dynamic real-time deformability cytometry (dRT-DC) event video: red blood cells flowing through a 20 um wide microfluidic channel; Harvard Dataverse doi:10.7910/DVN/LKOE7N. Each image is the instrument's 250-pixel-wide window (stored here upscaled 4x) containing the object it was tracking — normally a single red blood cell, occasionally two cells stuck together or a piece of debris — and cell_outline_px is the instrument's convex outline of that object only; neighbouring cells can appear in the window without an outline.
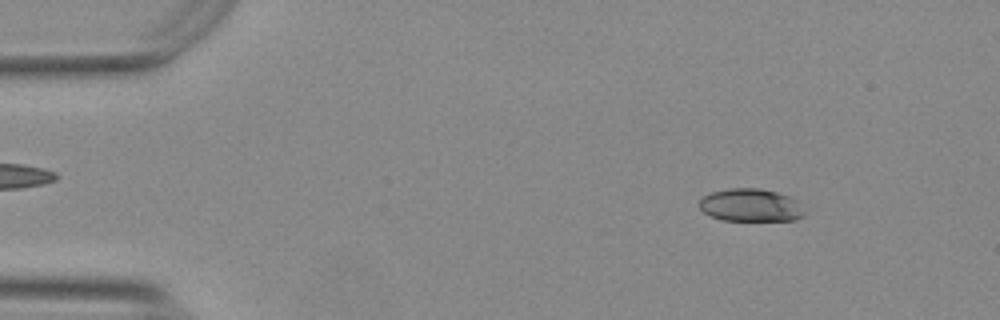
{"species": "Egyptian fruit bat (a non-hibernating species)", "species_latin": "Rousettus aegyptiacus", "temperature_condition": "warm", "stored_images_in_passage": 13, "camera_frame_rate_fps": 3000, "um_per_image_px": 0.085, "animal": {"sex": "female"}, "frame": {"image": 1, "passage_image": 6, "time_ms": 1.667, "image_size_px": [1000, 320], "cell_outline_px": [[808, 212], [804, 216], [796, 220], [724, 220], [712, 216], [704, 212], [696, 204], [704, 196], [712, 192], [728, 188], [760, 188], [776, 192], [788, 196], [796, 200], [808, 208]], "centroid_in_image_um": [63.87, 17.44], "position_along_channel_um": 21.1, "area_um2": 20.4}}